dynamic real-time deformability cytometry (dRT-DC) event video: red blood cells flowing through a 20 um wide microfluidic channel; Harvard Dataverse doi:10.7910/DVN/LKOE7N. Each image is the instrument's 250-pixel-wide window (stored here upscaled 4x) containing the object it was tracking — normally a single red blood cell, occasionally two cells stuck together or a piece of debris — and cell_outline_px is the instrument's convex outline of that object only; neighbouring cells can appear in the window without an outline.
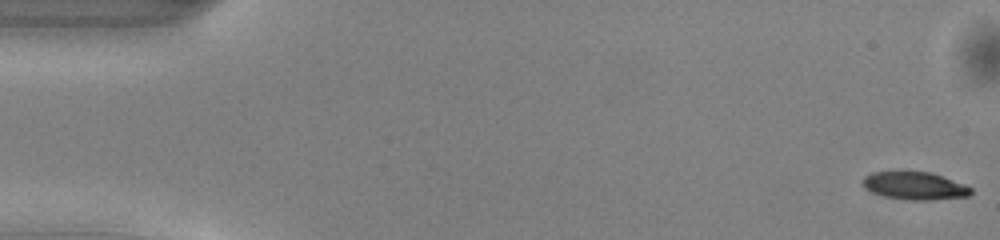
{"species": "common noctule bat (a hibernating species)", "species_latin": "Nyctalus noctula", "temperature_condition": "warm", "stored_images_in_passage": 50, "camera_frame_rate_fps": 3000, "um_per_image_px": 0.085, "animal": {"sex": "male", "body_mass_g": 13.0, "forearm_length_mm": 53.1}, "frame": {"image": 1, "passage_image": 1, "time_ms": 0.0, "image_size_px": [1000, 240], "cell_outline_px": [[972, 192], [968, 196], [932, 200], [908, 200], [884, 196], [872, 192], [864, 188], [860, 180], [864, 176], [872, 172], [900, 168], [932, 172], [964, 184], [972, 188]], "centroid_in_image_um": [77.67, 15.73], "position_along_channel_um": 7.3, "area_um2": 18.44}}
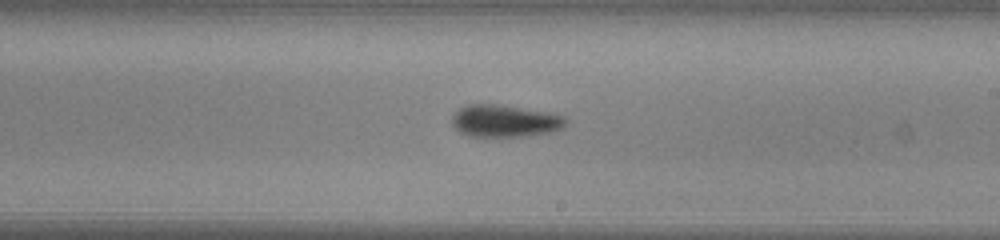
{"frame": {"image": 2, "passage_image": 29, "time_ms": 9.333, "image_size_px": [1000, 240], "cell_outline_px": [[564, 124], [560, 128], [552, 132], [528, 136], [468, 136], [460, 132], [452, 124], [452, 116], [460, 108], [468, 104], [496, 104], [544, 112], [560, 116], [564, 120]], "centroid_in_image_um": [42.83, 10.29], "position_along_channel_um": 246.2, "area_um2": 20.81}}
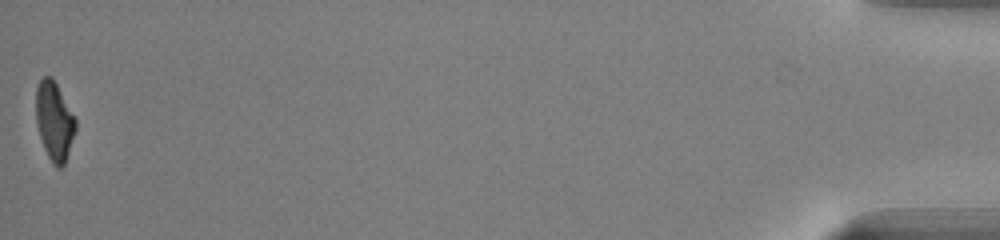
{"frame": {"image": 3, "passage_image": 50, "time_ms": 16.333, "image_size_px": [1000, 240], "cell_outline_px": [[76, 128], [64, 164], [60, 168], [56, 168], [52, 164], [44, 148], [40, 136], [36, 120], [36, 88], [40, 80], [44, 76], [52, 76], [76, 120]], "centroid_in_image_um": [4.6, 10.29], "position_along_channel_um": 430.6, "area_um2": 17.86}, "authors_computed_cell_mechanics": {"area_um2": 19.6809, "velocity_mm_per_s": 4.1093, "shape_relaxation_time_tau1_ms": 2.7713, "shape_relaxation_time_tau2_ms": null, "deformation_change_tau1": 0.1494, "deformation_change_tau2": null}}